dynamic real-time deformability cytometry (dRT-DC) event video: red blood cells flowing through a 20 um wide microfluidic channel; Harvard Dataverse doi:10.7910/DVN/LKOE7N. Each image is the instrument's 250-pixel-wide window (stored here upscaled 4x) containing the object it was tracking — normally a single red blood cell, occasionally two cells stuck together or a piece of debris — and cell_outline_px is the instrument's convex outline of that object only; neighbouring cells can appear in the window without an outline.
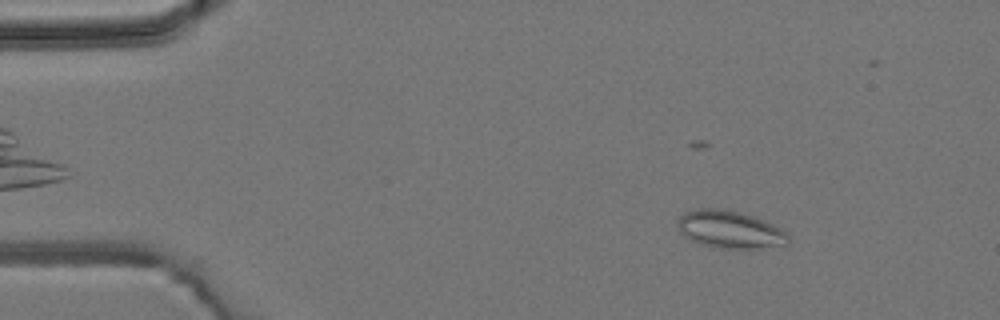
{"species": "common noctule bat (a hibernating species)", "species_latin": "Nyctalus noctula", "temperature_condition": "room temperature", "stored_images_in_passage": 3, "camera_frame_rate_fps": 3000, "um_per_image_px": 0.085, "animal": {"sex": "male", "body_mass_g": 19.2, "forearm_length_mm": 51.8}, "frame": {"image": 1, "passage_image": 1, "time_ms": 0.0, "image_size_px": [1000, 320], "cell_outline_px": [[788, 244], [760, 248], [712, 248], [700, 244], [684, 236], [680, 232], [676, 224], [676, 220], [684, 212], [700, 208], [716, 208], [740, 212], [752, 216], [772, 224], [788, 232]], "centroid_in_image_um": [62.0, 19.51], "position_along_channel_um": 23.0, "area_um2": 24.28}}